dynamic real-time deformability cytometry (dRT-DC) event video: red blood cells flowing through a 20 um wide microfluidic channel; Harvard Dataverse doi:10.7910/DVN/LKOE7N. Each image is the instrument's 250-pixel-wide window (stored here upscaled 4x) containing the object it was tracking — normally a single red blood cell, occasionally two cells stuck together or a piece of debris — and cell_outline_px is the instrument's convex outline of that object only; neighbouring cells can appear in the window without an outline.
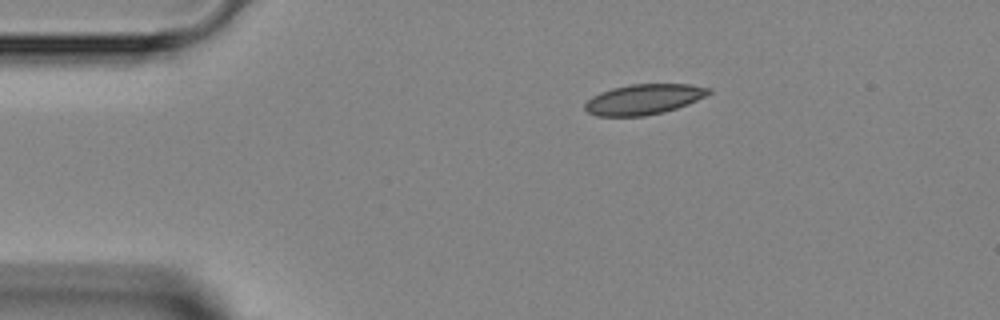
{"species": "Egyptian fruit bat (a non-hibernating species)", "species_latin": "Rousettus aegyptiacus", "temperature_condition": "room temperature", "stored_images_in_passage": 3, "segment_of_instrument_passage": [1, 2], "camera_frame_rate_fps": 3000, "um_per_image_px": 0.085, "animal": {"sex": "female"}, "frame": {"image": 1, "passage_image": 1, "time_ms": 0.0, "image_size_px": [1000, 320], "cell_outline_px": [[712, 92], [688, 104], [664, 112], [644, 116], [596, 116], [588, 112], [584, 108], [584, 104], [592, 96], [600, 92], [612, 88], [632, 84], [688, 84], [712, 88]], "centroid_in_image_um": [54.71, 8.44], "position_along_channel_um": 30.3, "area_um2": 21.85}}